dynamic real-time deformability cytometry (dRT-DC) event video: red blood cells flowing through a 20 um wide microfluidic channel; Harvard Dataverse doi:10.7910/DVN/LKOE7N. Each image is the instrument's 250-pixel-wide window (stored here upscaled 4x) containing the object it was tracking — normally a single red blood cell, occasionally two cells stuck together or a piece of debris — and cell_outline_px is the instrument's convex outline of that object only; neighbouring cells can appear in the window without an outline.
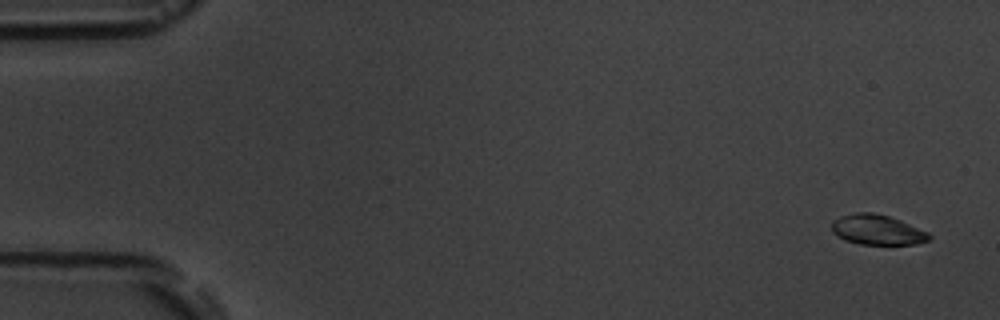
{"species": "common noctule bat (a hibernating species)", "species_latin": "Nyctalus noctula", "temperature_condition": "room temperature", "stored_images_in_passage": 9, "camera_frame_rate_fps": 3000, "um_per_image_px": 0.085, "animal": {"sex": "male", "body_mass_g": 19.5, "forearm_length_mm": 54.6}, "frame": {"image": 1, "passage_image": 1, "time_ms": 0.0, "image_size_px": [1000, 320], "cell_outline_px": [[932, 236], [928, 240], [916, 244], [860, 244], [844, 240], [832, 232], [832, 220], [840, 216], [856, 212], [872, 212], [888, 216], [900, 220], [928, 232]], "centroid_in_image_um": [74.54, 19.53], "position_along_channel_um": 10.5, "area_um2": 17.05}}
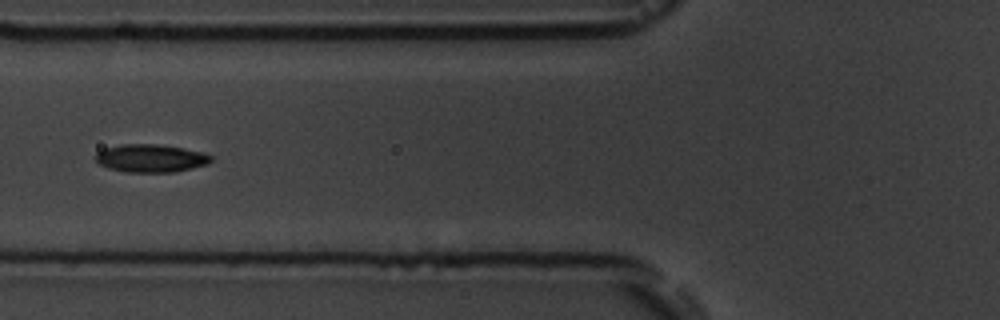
{"frame": {"image": 2, "passage_image": 7, "time_ms": 6.667, "image_size_px": [1000, 320], "cell_outline_px": [[212, 160], [208, 164], [192, 168], [172, 172], [128, 172], [108, 168], [100, 164], [92, 156], [104, 148], [120, 144], [156, 144], [184, 148], [204, 152], [212, 156]], "centroid_in_image_um": [12.81, 13.44], "position_along_channel_um": 113.0, "area_um2": 18.9}}
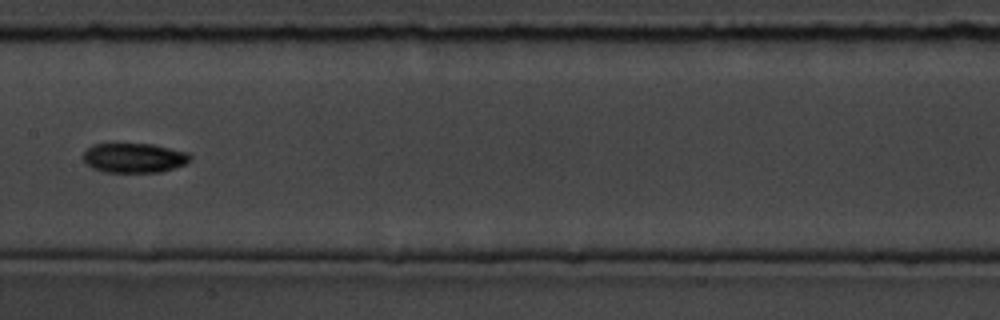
{"frame": {"image": 3, "passage_image": 9, "time_ms": 9.0, "image_size_px": [1000, 320], "cell_outline_px": [[192, 156], [184, 164], [160, 172], [104, 172], [92, 168], [80, 156], [92, 144], [152, 144], [188, 152]], "centroid_in_image_um": [11.36, 13.42], "position_along_channel_um": 196.0, "area_um2": 18.38}}